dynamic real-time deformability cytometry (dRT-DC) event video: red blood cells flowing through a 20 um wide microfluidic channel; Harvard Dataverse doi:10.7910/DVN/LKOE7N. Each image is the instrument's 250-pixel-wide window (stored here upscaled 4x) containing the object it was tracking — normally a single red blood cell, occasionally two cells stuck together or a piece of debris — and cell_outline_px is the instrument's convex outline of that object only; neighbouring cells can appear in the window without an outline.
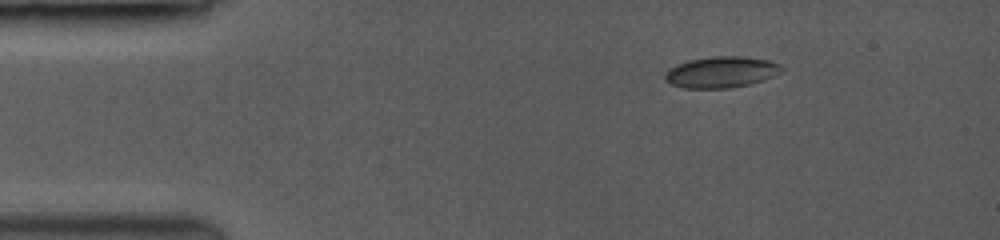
{"species": "common noctule bat (a hibernating species)", "species_latin": "Nyctalus noctula", "temperature_condition": "room temperature", "stored_images_in_passage": 48, "camera_frame_rate_fps": 3500, "um_per_image_px": 0.085, "animal": {"sex": "female", "body_mass_g": 19.0, "forearm_length_mm": 53.3}, "frame": {"image": 1, "passage_image": 1, "time_ms": 0.0, "image_size_px": [1000, 240], "cell_outline_px": [[776, 64], [772, 76], [748, 84], [732, 88], [684, 88], [672, 84], [664, 76], [672, 68], [688, 60], [716, 56], [740, 56], [768, 60]], "centroid_in_image_um": [61.21, 6.13], "position_along_channel_um": 23.8, "area_um2": 20.11}}
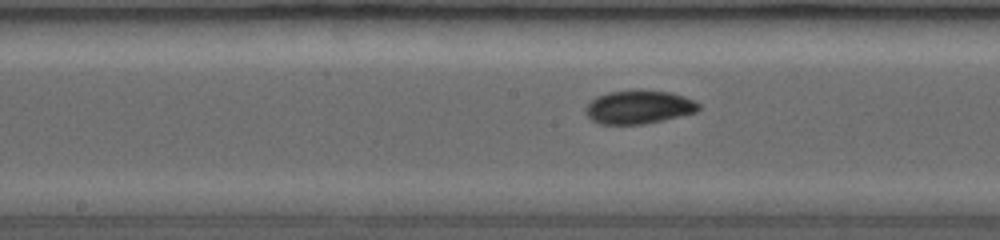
{"frame": {"image": 2, "passage_image": 22, "time_ms": 6.0, "image_size_px": [1000, 240], "cell_outline_px": [[700, 108], [696, 112], [644, 124], [600, 124], [592, 120], [588, 116], [588, 104], [592, 100], [608, 92], [668, 92], [692, 100], [700, 104]], "centroid_in_image_um": [54.31, 9.14], "position_along_channel_um": 193.9, "area_um2": 20.92}}
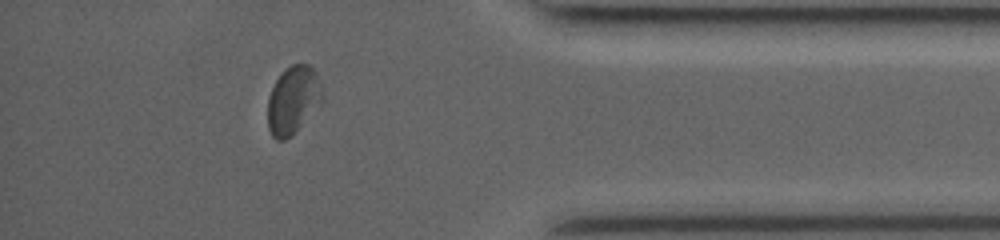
{"frame": {"image": 3, "passage_image": 42, "time_ms": 11.714, "image_size_px": [1000, 240], "cell_outline_px": [[324, 100], [284, 140], [276, 140], [272, 136], [268, 128], [268, 96], [276, 80], [284, 68], [292, 64], [308, 64], [316, 72], [324, 96]], "centroid_in_image_um": [24.9, 8.45], "position_along_channel_um": 410.3, "area_um2": 21.21}, "authors_computed_cell_mechanics": {"area_um2": 20.9236, "velocity_mm_per_s": 4.0514, "shape_relaxation_time_tau1_ms": 4.5071, "shape_relaxation_time_tau2_ms": 2.6241, "deformation_change_tau1": 0.0934, "deformation_change_tau2": 0.0423}}